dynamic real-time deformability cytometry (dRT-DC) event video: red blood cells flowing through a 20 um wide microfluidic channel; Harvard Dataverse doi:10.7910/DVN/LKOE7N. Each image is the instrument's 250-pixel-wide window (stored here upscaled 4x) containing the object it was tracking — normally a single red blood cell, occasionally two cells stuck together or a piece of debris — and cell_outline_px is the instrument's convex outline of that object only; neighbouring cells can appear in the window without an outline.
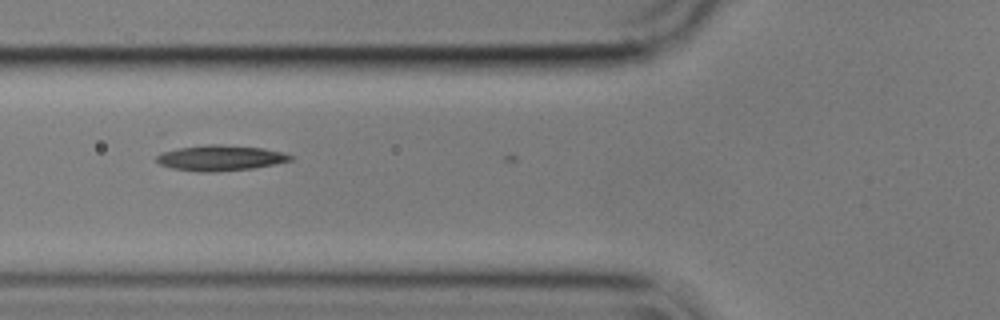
{"species": "common noctule bat (a hibernating species)", "species_latin": "Nyctalus noctula", "temperature_condition": "cold", "stored_images_in_passage": 12, "camera_frame_rate_fps": 3000, "um_per_image_px": 0.085, "animal": {"sex": "male", "body_mass_g": 17.9}, "frame": {"image": 1, "passage_image": 3, "time_ms": 0.667, "image_size_px": [1000, 320], "cell_outline_px": [[292, 160], [276, 164], [252, 168], [212, 172], [196, 172], [172, 168], [160, 164], [156, 160], [156, 156], [160, 152], [180, 148], [208, 144], [220, 144], [264, 148], [280, 152], [292, 156]], "centroid_in_image_um": [18.7, 13.43], "position_along_channel_um": 107.1, "area_um2": 19.83}}
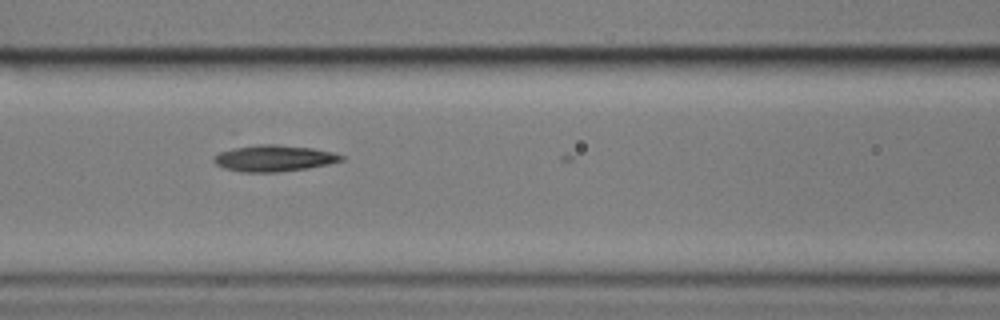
{"frame": {"image": 2, "passage_image": 6, "time_ms": 1.667, "image_size_px": [1000, 320], "cell_outline_px": [[344, 160], [328, 164], [308, 168], [276, 172], [240, 172], [224, 168], [216, 164], [212, 160], [212, 156], [220, 152], [236, 148], [260, 144], [276, 144], [312, 148], [332, 152], [344, 156]], "centroid_in_image_um": [23.27, 13.46], "position_along_channel_um": 143.3, "area_um2": 19.48}}
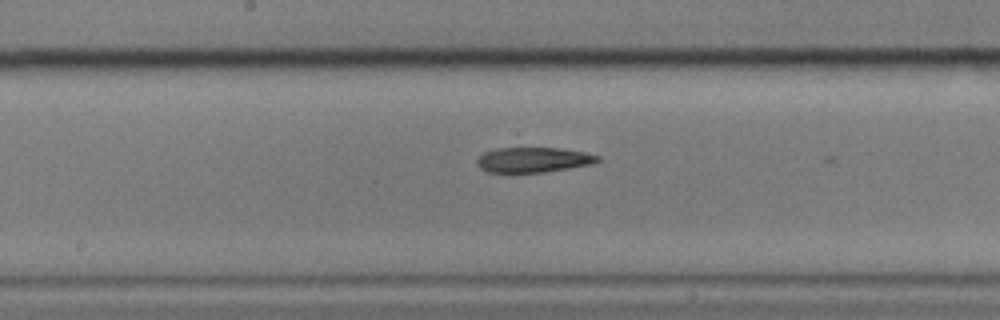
{"frame": {"image": 3, "passage_image": 11, "time_ms": 3.333, "image_size_px": [1000, 320], "cell_outline_px": [[600, 160], [592, 164], [544, 172], [488, 172], [480, 168], [476, 164], [476, 160], [484, 152], [496, 148], [564, 148], [584, 152], [600, 156]], "centroid_in_image_um": [45.33, 13.58], "position_along_channel_um": 202.9, "area_um2": 17.63}}